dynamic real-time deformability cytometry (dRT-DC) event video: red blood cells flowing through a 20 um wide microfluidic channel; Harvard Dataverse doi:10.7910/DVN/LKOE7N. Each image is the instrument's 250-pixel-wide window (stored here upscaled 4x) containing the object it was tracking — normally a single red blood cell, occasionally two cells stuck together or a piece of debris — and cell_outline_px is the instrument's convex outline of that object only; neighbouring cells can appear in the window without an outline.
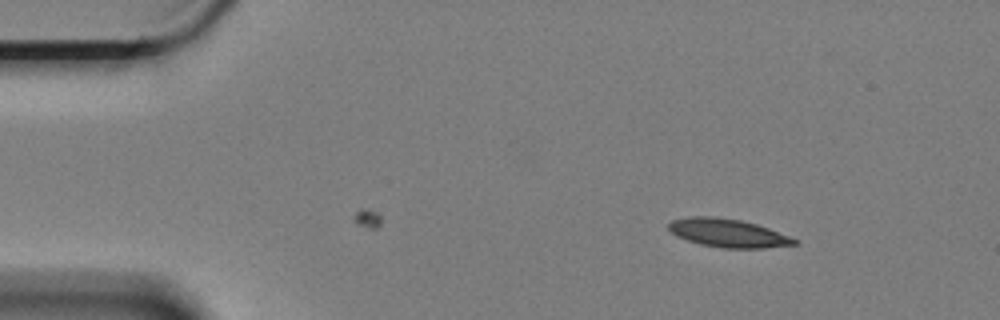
{"species": "Egyptian fruit bat (a non-hibernating species)", "species_latin": "Rousettus aegyptiacus", "temperature_condition": "cold", "stored_images_in_passage": 46, "camera_frame_rate_fps": 3000, "um_per_image_px": 0.085, "animal": {"sex": "female"}, "frame": {"image": 1, "passage_image": 1, "time_ms": 0.0, "image_size_px": [1000, 320], "cell_outline_px": [[796, 244], [764, 248], [724, 248], [700, 244], [676, 236], [668, 228], [668, 224], [672, 220], [688, 216], [716, 216], [740, 220], [756, 224], [768, 228], [788, 236], [796, 240]], "centroid_in_image_um": [61.82, 19.8], "position_along_channel_um": 23.2, "area_um2": 20.58}}
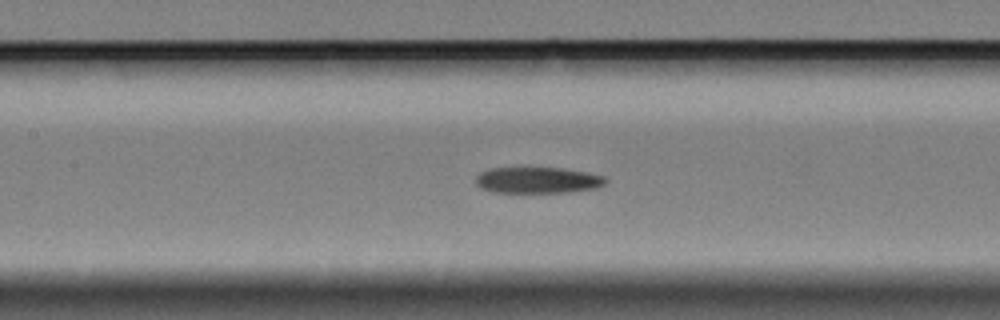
{"frame": {"image": 2, "passage_image": 20, "time_ms": 6.333, "image_size_px": [1000, 320], "cell_outline_px": [[608, 180], [604, 184], [596, 188], [572, 192], [492, 192], [480, 188], [476, 184], [476, 176], [480, 172], [492, 168], [564, 168], [588, 172], [604, 176]], "centroid_in_image_um": [45.72, 15.31], "position_along_channel_um": 161.7, "area_um2": 19.88}}
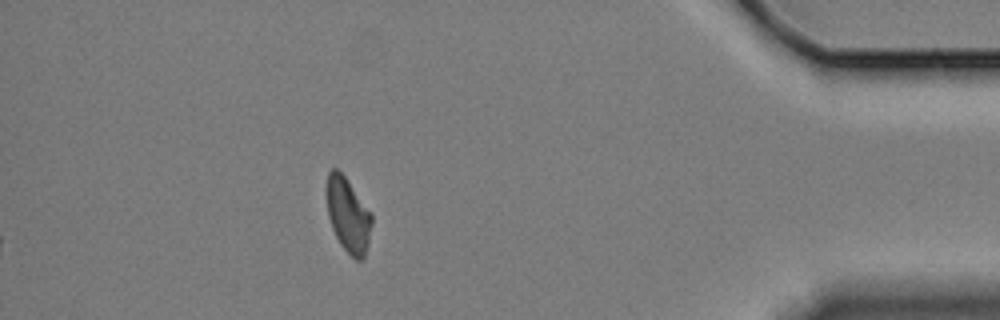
{"frame": {"image": 3, "passage_image": 46, "time_ms": 15.0, "image_size_px": [1000, 320], "cell_outline_px": [[372, 224], [368, 244], [364, 260], [356, 260], [340, 244], [332, 228], [328, 216], [324, 188], [328, 172], [332, 168], [336, 168], [344, 176], [372, 212]], "centroid_in_image_um": [29.57, 18.25], "position_along_channel_um": 405.6, "area_um2": 19.94}, "authors_computed_cell_mechanics": {"area_um2": 20.5768, "velocity_mm_per_s": 3.3392, "shape_relaxation_time_tau1_ms": 10.1909, "shape_relaxation_time_tau2_ms": 2.5937, "deformation_change_tau1": 0.2192, "deformation_change_tau2": 0.1004}}